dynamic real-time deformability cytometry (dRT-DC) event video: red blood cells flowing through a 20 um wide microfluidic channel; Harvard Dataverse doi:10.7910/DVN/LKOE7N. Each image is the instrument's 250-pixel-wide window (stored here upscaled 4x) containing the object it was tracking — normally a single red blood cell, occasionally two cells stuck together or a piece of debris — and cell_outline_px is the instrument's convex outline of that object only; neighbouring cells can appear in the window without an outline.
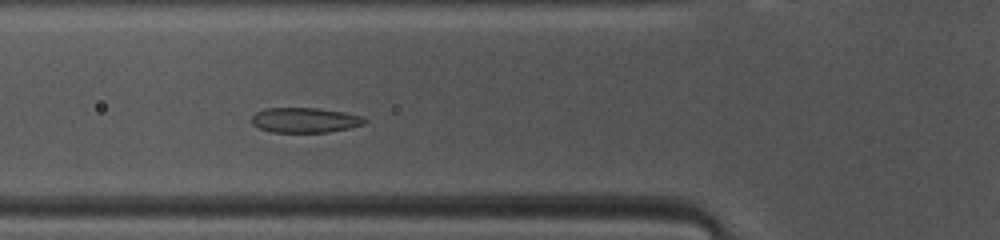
{"species": "common noctule bat (a hibernating species)", "species_latin": "Nyctalus noctula", "temperature_condition": "warm", "stored_images_in_passage": 38, "camera_frame_rate_fps": 3000, "um_per_image_px": 0.085, "animal": {"sex": "female", "body_mass_g": 10.0, "forearm_length_mm": 53.1}, "frame": {"image": 1, "passage_image": 6, "time_ms": 1.667, "image_size_px": [1000, 240], "cell_outline_px": [[368, 120], [364, 124], [348, 128], [328, 132], [272, 132], [260, 128], [252, 124], [252, 116], [256, 112], [264, 108], [316, 108], [344, 112], [364, 116]], "centroid_in_image_um": [25.93, 10.2], "position_along_channel_um": 99.9, "area_um2": 16.47}}
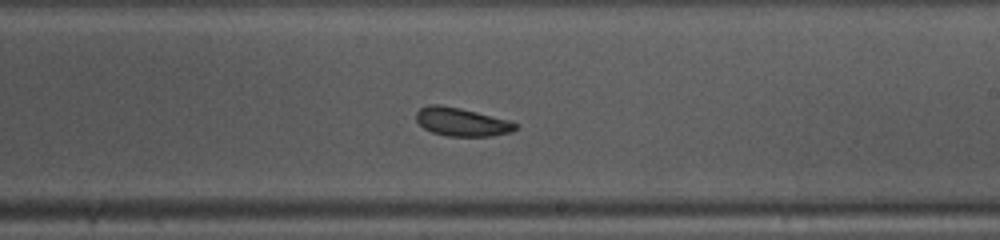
{"frame": {"image": 2, "passage_image": 17, "time_ms": 5.333, "image_size_px": [1000, 240], "cell_outline_px": [[520, 124], [512, 132], [492, 136], [448, 136], [432, 132], [424, 128], [416, 120], [416, 112], [420, 108], [432, 104], [440, 104], [460, 108], [508, 120]], "centroid_in_image_um": [39.25, 10.36], "position_along_channel_um": 249.8, "area_um2": 16.36}}
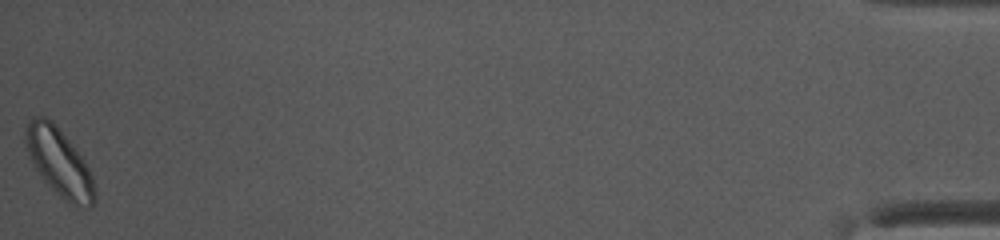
{"frame": {"image": 3, "passage_image": 38, "time_ms": 12.333, "image_size_px": [1000, 240], "cell_outline_px": [[96, 200], [88, 208], [76, 208], [68, 204], [40, 176], [32, 164], [28, 156], [24, 140], [24, 136], [28, 120], [32, 116], [44, 116], [52, 120], [56, 124], [84, 160], [92, 176], [96, 192]], "centroid_in_image_um": [5.02, 13.81], "position_along_channel_um": 430.2, "area_um2": 27.63}, "authors_computed_cell_mechanics": {"area_um2": 16.7042, "velocity_mm_per_s": 4.0779, "shape_relaxation_time_tau1_ms": 3.2608, "shape_relaxation_time_tau2_ms": null, "deformation_change_tau1": 0.0824, "deformation_change_tau2": null}}